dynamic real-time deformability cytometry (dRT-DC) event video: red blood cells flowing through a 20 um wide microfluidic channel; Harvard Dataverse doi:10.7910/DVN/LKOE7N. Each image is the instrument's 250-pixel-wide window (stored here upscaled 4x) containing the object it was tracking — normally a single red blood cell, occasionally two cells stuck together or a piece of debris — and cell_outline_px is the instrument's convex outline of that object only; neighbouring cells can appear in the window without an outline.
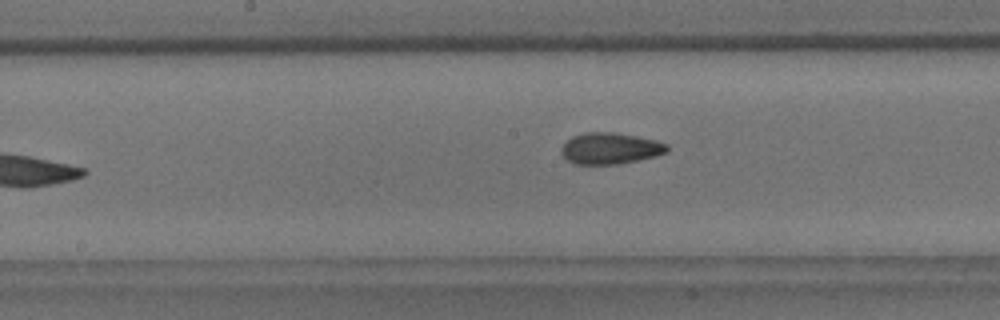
{"species": "common noctule bat (a hibernating species)", "species_latin": "Nyctalus noctula", "temperature_condition": "room temperature", "stored_images_in_passage": 9, "camera_frame_rate_fps": 3000, "um_per_image_px": 0.085, "animal": {"sex": "male", "body_mass_g": 18.8}, "frame": {"image": 1, "passage_image": 9, "time_ms": 10.333, "image_size_px": [1000, 320], "cell_outline_px": [[668, 152], [656, 156], [616, 164], [576, 164], [568, 160], [560, 152], [560, 148], [572, 136], [584, 132], [616, 132], [656, 140], [668, 144]], "centroid_in_image_um": [51.87, 12.6], "position_along_channel_um": 196.3, "area_um2": 19.31}}